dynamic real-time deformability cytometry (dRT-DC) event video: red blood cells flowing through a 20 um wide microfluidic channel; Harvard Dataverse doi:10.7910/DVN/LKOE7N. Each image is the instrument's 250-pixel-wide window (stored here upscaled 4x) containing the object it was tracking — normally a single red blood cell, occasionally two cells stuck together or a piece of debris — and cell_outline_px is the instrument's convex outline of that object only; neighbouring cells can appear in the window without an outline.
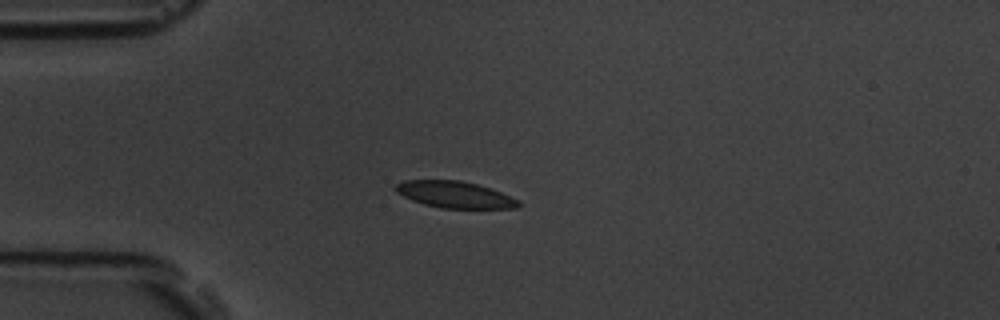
{"species": "common noctule bat (a hibernating species)", "species_latin": "Nyctalus noctula", "temperature_condition": "room temperature", "stored_images_in_passage": 5, "camera_frame_rate_fps": 3000, "um_per_image_px": 0.085, "animal": {"sex": "male", "body_mass_g": 19.5, "forearm_length_mm": 54.6}, "frame": {"image": 1, "passage_image": 5, "time_ms": 4.667, "image_size_px": [1000, 320], "cell_outline_px": [[520, 204], [516, 208], [440, 208], [424, 204], [412, 200], [396, 192], [392, 188], [396, 184], [404, 180], [460, 180], [476, 184], [500, 192], [520, 200]], "centroid_in_image_um": [38.62, 16.54], "position_along_channel_um": 46.4, "area_um2": 18.96}}